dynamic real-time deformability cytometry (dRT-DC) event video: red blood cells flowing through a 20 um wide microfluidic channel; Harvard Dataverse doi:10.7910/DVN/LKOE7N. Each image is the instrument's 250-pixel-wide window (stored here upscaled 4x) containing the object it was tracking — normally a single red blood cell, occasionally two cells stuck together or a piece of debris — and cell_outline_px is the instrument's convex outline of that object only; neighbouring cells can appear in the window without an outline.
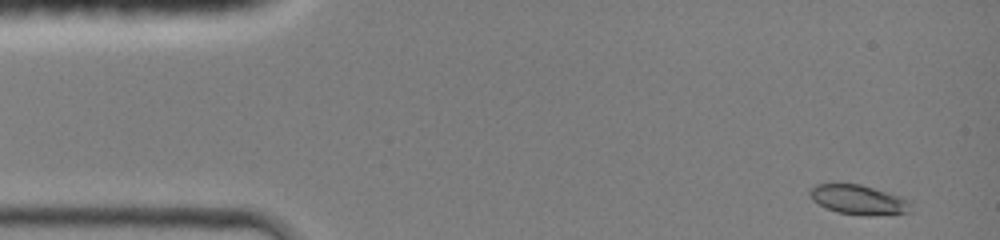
{"species": "common noctule bat (a hibernating species)", "species_latin": "Nyctalus noctula", "temperature_condition": "room temperature", "stored_images_in_passage": 40, "camera_frame_rate_fps": 3000, "um_per_image_px": 0.085, "animal": {"sex": "female", "body_mass_g": 19.0, "forearm_length_mm": 51.5}, "frame": {"image": 1, "passage_image": 1, "time_ms": 0.0, "image_size_px": [1000, 240], "cell_outline_px": [[912, 212], [872, 216], [868, 216], [836, 212], [812, 200], [808, 192], [816, 184], [860, 184], [900, 196], [912, 200]], "centroid_in_image_um": [73.04, 16.99], "position_along_channel_um": 12.0, "area_um2": 17.51}}
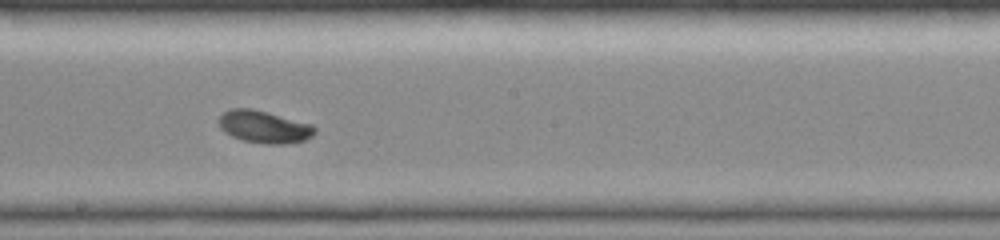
{"frame": {"image": 2, "passage_image": 23, "time_ms": 7.333, "image_size_px": [1000, 240], "cell_outline_px": [[316, 132], [312, 136], [304, 140], [288, 144], [264, 144], [244, 140], [232, 136], [224, 132], [220, 128], [216, 120], [224, 112], [232, 108], [252, 108], [312, 124], [316, 128]], "centroid_in_image_um": [22.43, 10.78], "position_along_channel_um": 225.8, "area_um2": 18.21}}
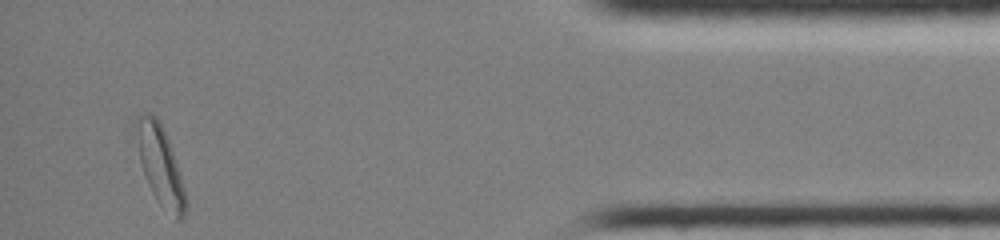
{"frame": {"image": 3, "passage_image": 40, "time_ms": 13.0, "image_size_px": [1000, 240], "cell_outline_px": [[188, 204], [180, 220], [176, 220], [160, 204], [152, 192], [144, 176], [140, 164], [132, 124], [136, 116], [144, 112], [148, 112], [156, 116], [168, 140], [180, 176]], "centroid_in_image_um": [13.54, 13.98], "position_along_channel_um": 421.7, "area_um2": 22.77}, "authors_computed_cell_mechanics": {"area_um2": 17.34, "velocity_mm_per_s": 4.2993, "shape_relaxation_time_tau1_ms": 2.2942, "shape_relaxation_time_tau2_ms": null, "deformation_change_tau1": 0.0929, "deformation_change_tau2": null}}